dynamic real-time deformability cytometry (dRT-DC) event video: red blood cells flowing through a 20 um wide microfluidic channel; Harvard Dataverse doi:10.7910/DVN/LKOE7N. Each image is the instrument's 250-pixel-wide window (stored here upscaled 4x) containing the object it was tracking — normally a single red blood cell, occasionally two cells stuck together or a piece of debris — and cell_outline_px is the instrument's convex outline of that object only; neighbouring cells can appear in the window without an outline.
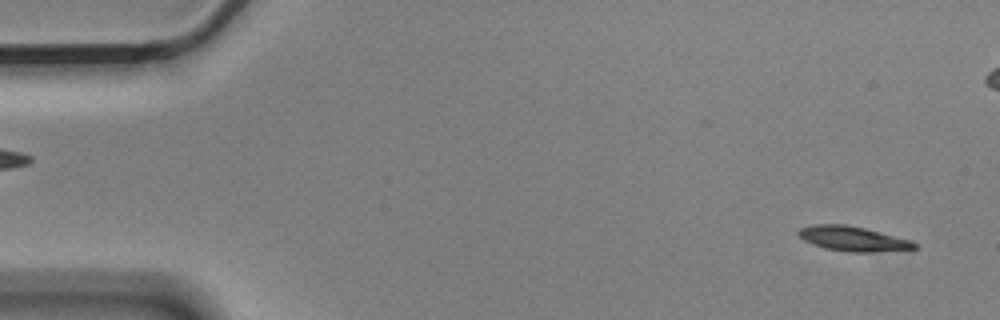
{"species": "Egyptian fruit bat (a non-hibernating species)", "species_latin": "Rousettus aegyptiacus", "temperature_condition": "cold", "stored_images_in_passage": 5, "segment_of_instrument_passage": [2, 2], "camera_frame_rate_fps": 3000, "um_per_image_px": 0.085, "animal": {"sex": "male"}, "frame": {"image": 1, "passage_image": 5, "time_ms": 1.333, "image_size_px": [1000, 320], "cell_outline_px": [[920, 248], [872, 252], [848, 252], [824, 248], [812, 244], [804, 240], [796, 232], [800, 228], [812, 224], [844, 224], [864, 228], [912, 240]], "centroid_in_image_um": [72.49, 20.29], "position_along_channel_um": 12.5, "area_um2": 16.76}}